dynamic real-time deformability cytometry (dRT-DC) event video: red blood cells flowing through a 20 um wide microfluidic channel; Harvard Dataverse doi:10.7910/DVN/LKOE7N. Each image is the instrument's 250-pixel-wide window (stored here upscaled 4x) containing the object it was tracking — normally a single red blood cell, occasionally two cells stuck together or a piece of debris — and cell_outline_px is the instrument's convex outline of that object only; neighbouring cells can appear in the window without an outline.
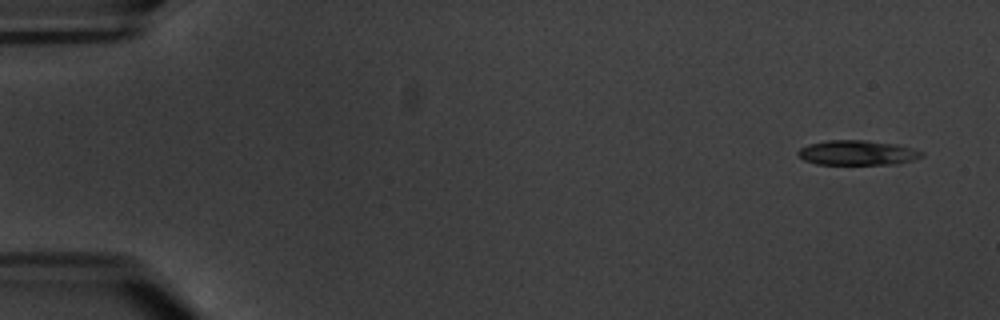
{"species": "common noctule bat (a hibernating species)", "species_latin": "Nyctalus noctula", "temperature_condition": "warm", "stored_images_in_passage": 9, "camera_frame_rate_fps": 3000, "um_per_image_px": 0.085, "animal": {"sex": "male", "body_mass_g": 20.1, "forearm_length_mm": 53.5}, "frame": {"image": 1, "passage_image": 1, "time_ms": 0.0, "image_size_px": [1000, 320], "cell_outline_px": [[924, 156], [912, 160], [896, 164], [816, 164], [804, 160], [796, 152], [800, 148], [808, 144], [828, 140], [864, 140], [896, 144], [912, 148], [924, 152]], "centroid_in_image_um": [72.88, 12.98], "position_along_channel_um": 12.1, "area_um2": 17.86}}
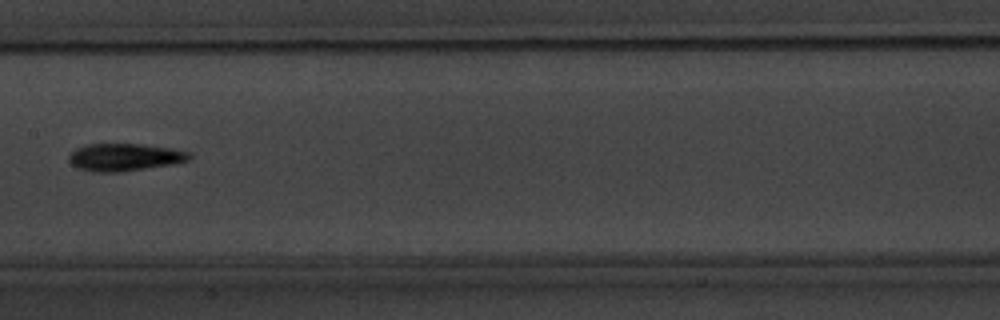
{"frame": {"image": 2, "passage_image": 9, "time_ms": 9.333, "image_size_px": [1000, 320], "cell_outline_px": [[192, 156], [188, 160], [172, 164], [120, 172], [92, 172], [76, 168], [68, 160], [68, 156], [76, 148], [88, 144], [144, 144], [172, 148], [192, 152]], "centroid_in_image_um": [10.59, 13.36], "position_along_channel_um": 196.8, "area_um2": 19.42}}